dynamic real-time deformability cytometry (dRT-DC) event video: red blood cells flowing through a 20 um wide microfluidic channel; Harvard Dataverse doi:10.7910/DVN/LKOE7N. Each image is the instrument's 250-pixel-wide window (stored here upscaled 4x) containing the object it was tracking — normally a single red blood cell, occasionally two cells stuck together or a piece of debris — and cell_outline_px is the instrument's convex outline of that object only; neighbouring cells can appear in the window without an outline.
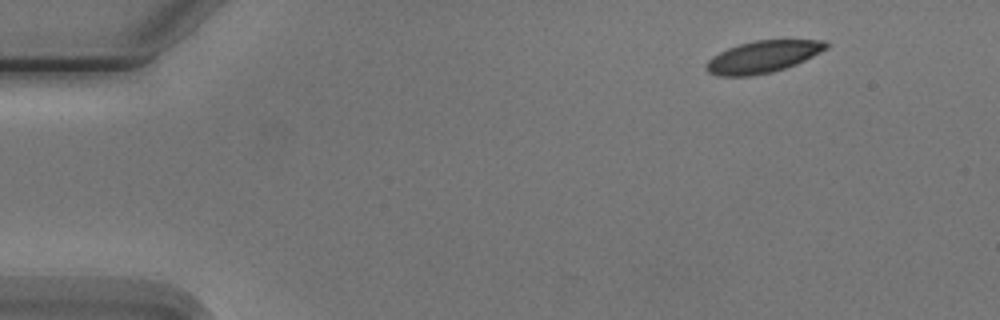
{"species": "Egyptian fruit bat (a non-hibernating species)", "species_latin": "Rousettus aegyptiacus", "temperature_condition": "cold", "stored_images_in_passage": 2, "camera_frame_rate_fps": 3000, "um_per_image_px": 0.085, "animal": {"sex": "male"}, "frame": {"image": 1, "passage_image": 2, "time_ms": 1.333, "image_size_px": [1000, 320], "cell_outline_px": [[828, 48], [796, 64], [772, 72], [752, 76], [720, 76], [708, 72], [704, 68], [704, 64], [712, 56], [728, 48], [740, 44], [756, 40], [824, 40], [828, 44]], "centroid_in_image_um": [64.81, 4.83], "position_along_channel_um": 20.2, "area_um2": 22.25}}